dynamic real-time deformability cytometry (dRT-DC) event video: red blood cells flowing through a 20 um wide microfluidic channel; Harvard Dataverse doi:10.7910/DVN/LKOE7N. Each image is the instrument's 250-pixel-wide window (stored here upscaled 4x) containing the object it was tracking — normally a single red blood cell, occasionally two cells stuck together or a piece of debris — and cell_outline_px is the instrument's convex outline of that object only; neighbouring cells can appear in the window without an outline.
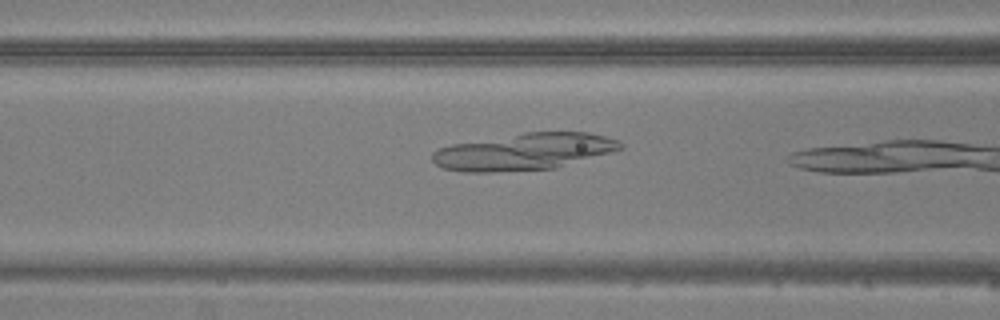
{"species": "common noctule bat (a hibernating species)", "species_latin": "Nyctalus noctula", "temperature_condition": "warm", "stored_images_in_passage": 4, "camera_frame_rate_fps": 3000, "um_per_image_px": 0.085, "animal": {"sex": "male", "body_mass_g": 20.5, "forearm_length_mm": 52.5}, "frame": {"image": 1, "passage_image": 4, "time_ms": 3.667, "image_size_px": [1000, 320], "cell_outline_px": [[624, 148], [556, 168], [492, 172], [464, 172], [444, 168], [436, 164], [432, 160], [432, 152], [440, 148], [452, 144], [524, 132], [588, 132], [604, 136], [616, 140], [624, 144]], "centroid_in_image_um": [44.53, 12.89], "position_along_channel_um": 122.1, "area_um2": 40.06}}